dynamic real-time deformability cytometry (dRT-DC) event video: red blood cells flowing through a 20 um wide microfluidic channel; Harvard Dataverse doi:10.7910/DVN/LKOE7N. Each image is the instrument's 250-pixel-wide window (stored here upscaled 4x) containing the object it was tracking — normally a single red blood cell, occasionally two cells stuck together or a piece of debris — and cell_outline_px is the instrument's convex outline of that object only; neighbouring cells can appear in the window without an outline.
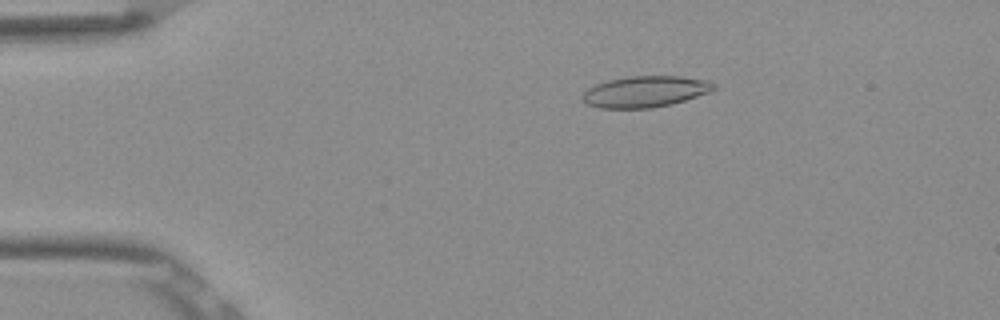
{"species": "Egyptian fruit bat (a non-hibernating species)", "species_latin": "Rousettus aegyptiacus", "temperature_condition": "room temperature", "stored_images_in_passage": 46, "camera_frame_rate_fps": 3000, "um_per_image_px": 0.085, "frame": {"image": 1, "passage_image": 3, "time_ms": 0.667, "image_size_px": [1000, 320], "cell_outline_px": [[716, 88], [708, 92], [684, 100], [652, 108], [600, 108], [584, 104], [580, 96], [588, 88], [596, 84], [608, 80], [628, 76], [680, 76], [708, 80], [716, 84]], "centroid_in_image_um": [54.79, 7.78], "position_along_channel_um": 30.2, "area_um2": 23.87}}
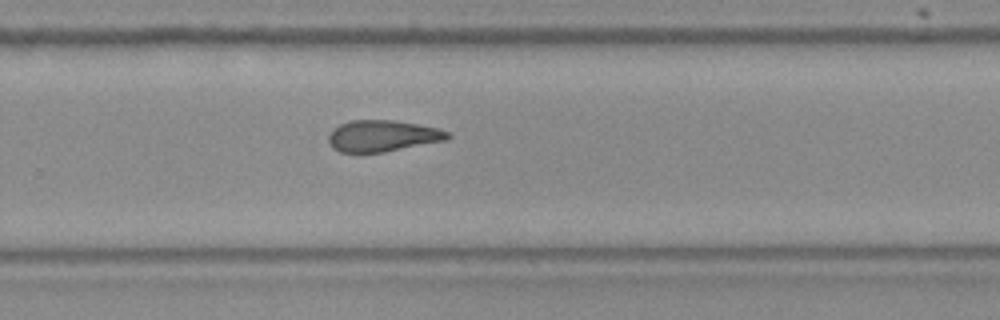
{"frame": {"image": 2, "passage_image": 28, "time_ms": 9.0, "image_size_px": [1000, 320], "cell_outline_px": [[452, 136], [448, 140], [384, 152], [340, 152], [332, 148], [328, 140], [328, 136], [332, 128], [340, 124], [352, 120], [392, 120], [416, 124], [436, 128], [448, 132]], "centroid_in_image_um": [32.5, 11.55], "position_along_channel_um": 297.3, "area_um2": 21.79}}
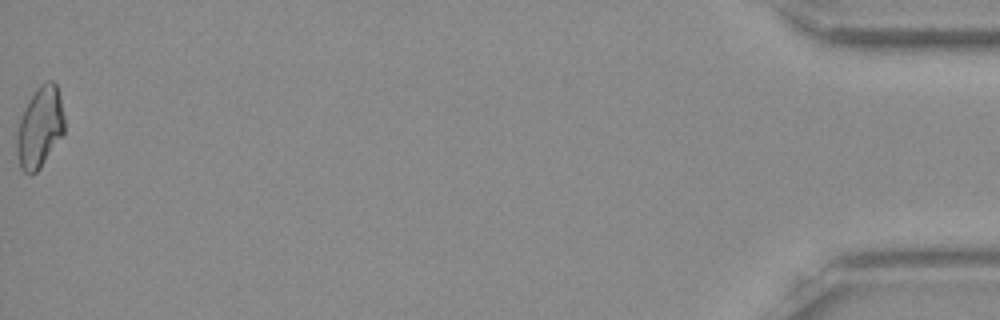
{"frame": {"image": 3, "passage_image": 46, "time_ms": 15.0, "image_size_px": [1000, 320], "cell_outline_px": [[64, 136], [40, 168], [32, 176], [28, 176], [20, 168], [16, 152], [16, 136], [20, 120], [24, 108], [28, 100], [40, 84], [44, 80], [52, 80], [56, 84], [60, 96], [64, 116]], "centroid_in_image_um": [3.39, 10.85], "position_along_channel_um": 431.8, "area_um2": 22.95}, "authors_computed_cell_mechanics": {"area_um2": 22.3686, "velocity_mm_per_s": 3.88, "shape_relaxation_time_tau1_ms": null, "shape_relaxation_time_tau2_ms": 7.0498, "deformation_change_tau1": null, "deformation_change_tau2": 0.1679}}